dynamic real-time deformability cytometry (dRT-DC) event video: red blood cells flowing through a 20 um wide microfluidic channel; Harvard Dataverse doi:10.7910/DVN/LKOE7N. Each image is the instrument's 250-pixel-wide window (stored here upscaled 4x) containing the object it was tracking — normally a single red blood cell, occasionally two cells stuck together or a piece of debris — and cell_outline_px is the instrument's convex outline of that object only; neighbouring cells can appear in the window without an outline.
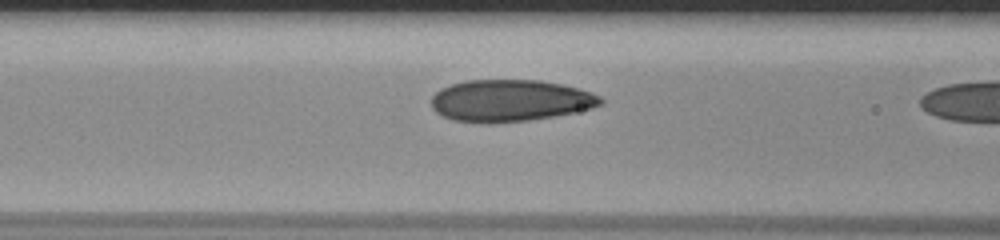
{"species": "human", "species_latin": "Homo sapiens", "temperature_condition": "room temperature", "stored_images_in_passage": 17, "camera_frame_rate_fps": 3000, "um_per_image_px": 0.085, "donor": {"sex": "male"}, "frame": {"image": 1, "passage_image": 16, "time_ms": 5.0, "image_size_px": [1000, 240], "cell_outline_px": [[604, 104], [592, 108], [552, 116], [528, 120], [452, 120], [436, 112], [432, 108], [432, 96], [440, 88], [464, 80], [540, 80], [564, 84], [592, 92], [600, 96], [604, 100]], "centroid_in_image_um": [43.41, 8.5], "position_along_channel_um": 123.2, "area_um2": 40.4}}